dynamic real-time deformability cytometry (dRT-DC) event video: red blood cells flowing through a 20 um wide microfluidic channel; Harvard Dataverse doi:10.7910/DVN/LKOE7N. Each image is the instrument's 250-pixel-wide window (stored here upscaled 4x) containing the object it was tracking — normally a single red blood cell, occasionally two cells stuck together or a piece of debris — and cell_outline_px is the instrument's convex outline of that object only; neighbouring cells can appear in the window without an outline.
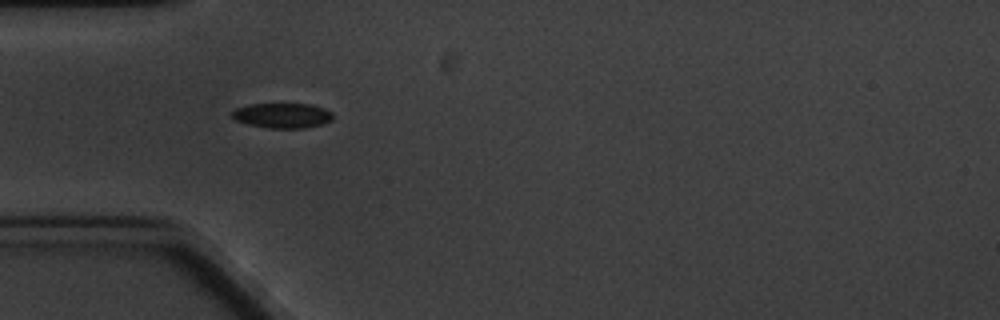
{"species": "common noctule bat (a hibernating species)", "species_latin": "Nyctalus noctula", "temperature_condition": "cold", "stored_images_in_passage": 4, "camera_frame_rate_fps": 3000, "um_per_image_px": 0.085, "animal": {"sex": "male", "body_mass_g": 20.1, "forearm_length_mm": 53.5}, "frame": {"image": 1, "passage_image": 3, "time_ms": 2.333, "image_size_px": [1000, 320], "cell_outline_px": [[332, 120], [324, 124], [304, 128], [268, 128], [248, 124], [236, 120], [232, 116], [232, 112], [236, 108], [252, 104], [312, 104], [324, 108], [332, 112]], "centroid_in_image_um": [24.04, 9.82], "position_along_channel_um": 61.0, "area_um2": 14.68}}